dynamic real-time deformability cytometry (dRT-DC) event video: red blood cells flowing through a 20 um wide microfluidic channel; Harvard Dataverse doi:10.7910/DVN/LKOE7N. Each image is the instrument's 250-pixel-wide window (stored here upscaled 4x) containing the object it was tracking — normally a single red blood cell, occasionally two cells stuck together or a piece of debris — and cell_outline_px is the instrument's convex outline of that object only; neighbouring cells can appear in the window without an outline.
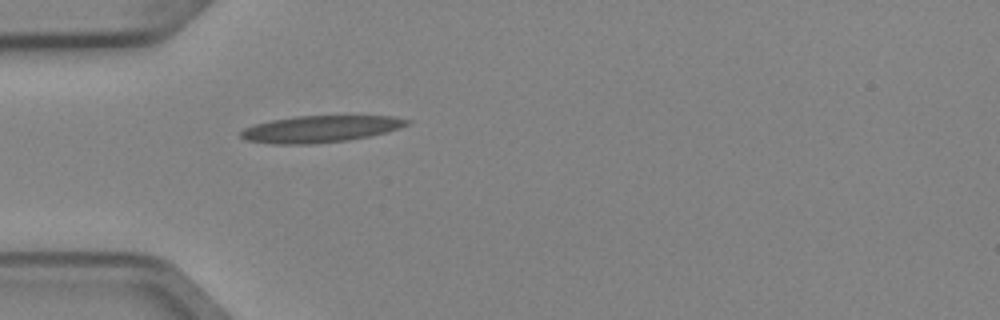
{"species": "Egyptian fruit bat (a non-hibernating species)", "species_latin": "Rousettus aegyptiacus", "temperature_condition": "cold", "stored_images_in_passage": 2, "camera_frame_rate_fps": 3000, "um_per_image_px": 0.085, "animal": {"sex": "female"}, "frame": {"image": 1, "passage_image": 2, "time_ms": 0.333, "image_size_px": [1000, 320], "cell_outline_px": [[412, 120], [408, 124], [400, 128], [368, 136], [348, 140], [312, 144], [272, 144], [248, 140], [240, 136], [240, 132], [244, 128], [252, 124], [272, 120], [296, 116], [392, 116]], "centroid_in_image_um": [27.21, 10.96], "position_along_channel_um": 57.8, "area_um2": 25.78}}